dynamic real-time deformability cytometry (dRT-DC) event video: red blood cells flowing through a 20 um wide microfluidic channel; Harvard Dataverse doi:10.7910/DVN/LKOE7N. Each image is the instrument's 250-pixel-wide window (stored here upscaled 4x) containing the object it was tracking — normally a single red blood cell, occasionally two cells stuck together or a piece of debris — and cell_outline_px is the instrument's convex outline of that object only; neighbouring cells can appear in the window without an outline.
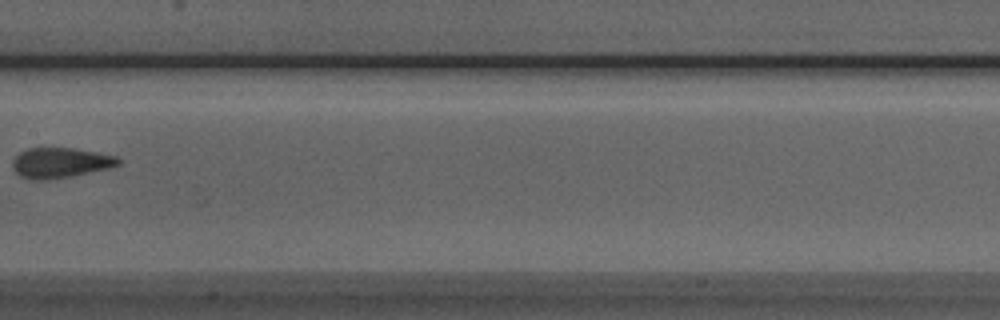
{"species": "Egyptian fruit bat (a non-hibernating species)", "species_latin": "Rousettus aegyptiacus", "temperature_condition": "room temperature", "stored_images_in_passage": 8, "camera_frame_rate_fps": 3000, "um_per_image_px": 0.085, "animal": {"sex": "male"}, "frame": {"image": 1, "passage_image": 8, "time_ms": 8.667, "image_size_px": [1000, 320], "cell_outline_px": [[120, 164], [108, 168], [68, 176], [44, 180], [32, 180], [20, 176], [12, 168], [12, 160], [20, 152], [28, 148], [72, 148], [96, 152], [116, 156], [120, 160]], "centroid_in_image_um": [5.08, 13.83], "position_along_channel_um": 202.3, "area_um2": 18.38}}